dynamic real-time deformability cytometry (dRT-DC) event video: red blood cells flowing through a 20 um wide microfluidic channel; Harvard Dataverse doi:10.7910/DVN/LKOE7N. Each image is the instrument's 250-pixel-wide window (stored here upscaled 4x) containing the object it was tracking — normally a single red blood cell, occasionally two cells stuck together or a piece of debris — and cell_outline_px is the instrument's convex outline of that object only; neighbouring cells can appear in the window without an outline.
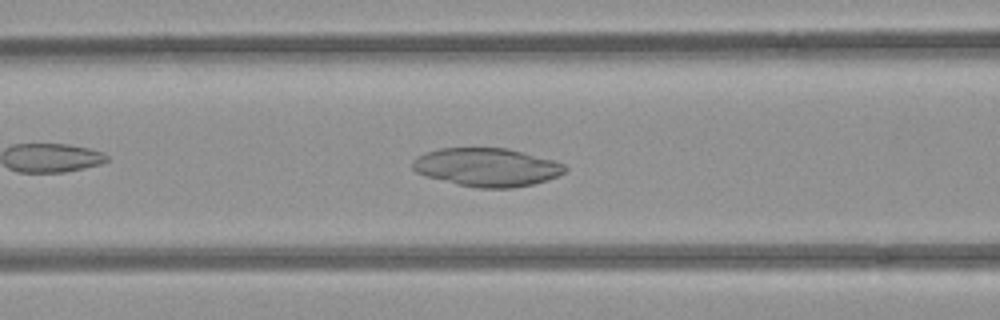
{"species": "common noctule bat (a hibernating species)", "species_latin": "Nyctalus noctula", "temperature_condition": "room temperature", "stored_images_in_passage": 45, "camera_frame_rate_fps": 3000, "um_per_image_px": 0.085, "animal": {"sex": "female", "body_mass_g": 21.9}, "frame": {"image": 1, "passage_image": 14, "time_ms": 4.333, "image_size_px": [1000, 320], "cell_outline_px": [[568, 168], [564, 172], [548, 180], [532, 184], [512, 188], [480, 188], [460, 184], [428, 176], [416, 172], [412, 168], [412, 160], [416, 156], [424, 152], [440, 148], [508, 148], [552, 160], [564, 164]], "centroid_in_image_um": [41.37, 14.2], "position_along_channel_um": 125.2, "area_um2": 33.81}}
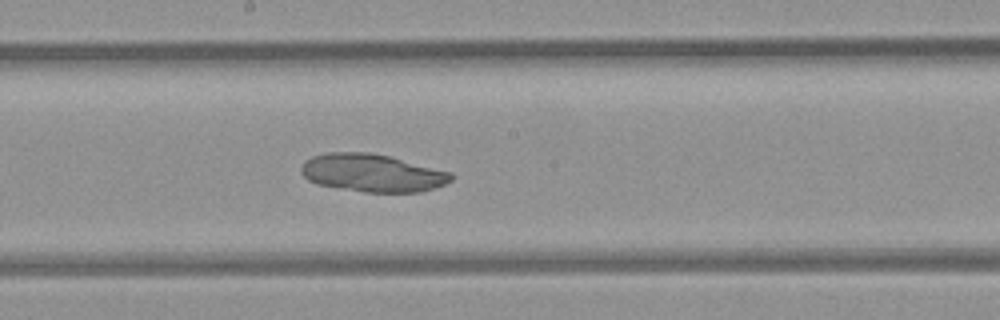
{"frame": {"image": 2, "passage_image": 21, "time_ms": 6.667, "image_size_px": [1000, 320], "cell_outline_px": [[452, 180], [444, 184], [420, 192], [364, 192], [316, 184], [308, 180], [300, 172], [300, 168], [304, 160], [312, 156], [328, 152], [368, 152], [388, 156], [452, 172]], "centroid_in_image_um": [31.6, 14.69], "position_along_channel_um": 216.6, "area_um2": 33.0}}
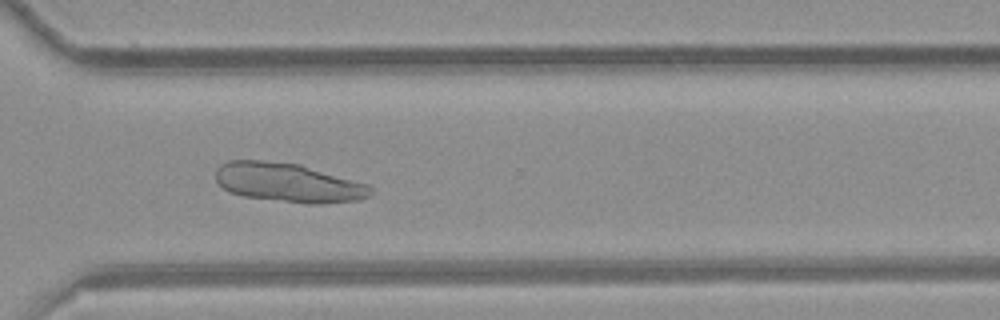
{"frame": {"image": 3, "passage_image": 31, "time_ms": 10.0, "image_size_px": [1000, 320], "cell_outline_px": [[372, 196], [356, 200], [320, 204], [308, 204], [244, 196], [228, 192], [216, 180], [216, 172], [220, 164], [228, 160], [260, 160], [300, 164], [368, 184], [372, 188]], "centroid_in_image_um": [24.51, 15.52], "position_along_channel_um": 346.1, "area_um2": 35.26}}